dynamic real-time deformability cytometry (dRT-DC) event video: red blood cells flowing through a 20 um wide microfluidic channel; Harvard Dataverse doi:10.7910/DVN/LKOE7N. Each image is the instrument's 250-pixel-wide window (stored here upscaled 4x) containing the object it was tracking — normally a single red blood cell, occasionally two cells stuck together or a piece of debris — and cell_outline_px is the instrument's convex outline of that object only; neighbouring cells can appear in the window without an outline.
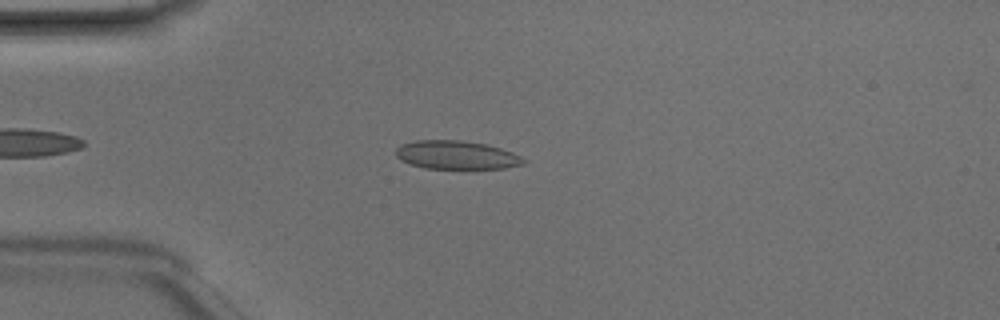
{"species": "Egyptian fruit bat (a non-hibernating species)", "species_latin": "Rousettus aegyptiacus", "temperature_condition": "room temperature", "stored_images_in_passage": 38, "camera_frame_rate_fps": 3000, "um_per_image_px": 0.085, "animal": {"sex": "male"}, "frame": {"image": 1, "passage_image": 3, "time_ms": 0.667, "image_size_px": [1000, 320], "cell_outline_px": [[528, 160], [524, 164], [504, 168], [424, 168], [400, 160], [396, 156], [396, 148], [400, 144], [416, 140], [460, 140], [488, 144], [512, 152]], "centroid_in_image_um": [38.8, 13.16], "position_along_channel_um": 46.2, "area_um2": 21.21}}
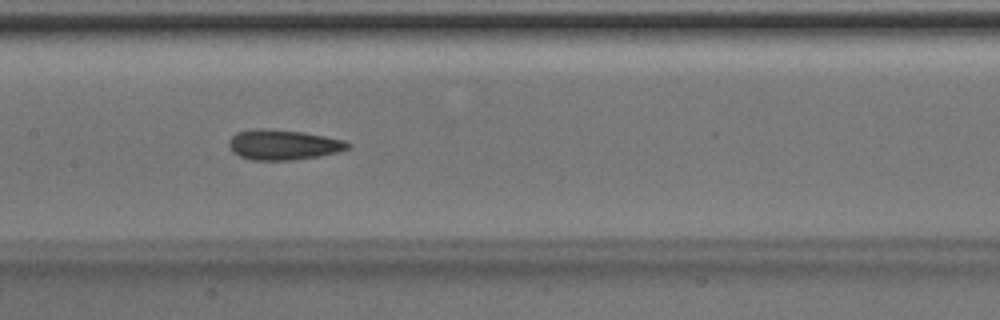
{"frame": {"image": 2, "passage_image": 14, "time_ms": 4.333, "image_size_px": [1000, 320], "cell_outline_px": [[352, 144], [348, 148], [340, 152], [320, 156], [292, 160], [252, 160], [240, 156], [232, 152], [228, 144], [228, 140], [236, 132], [256, 128], [264, 128], [304, 132], [344, 140]], "centroid_in_image_um": [24.07, 12.3], "position_along_channel_um": 183.3, "area_um2": 21.1}}
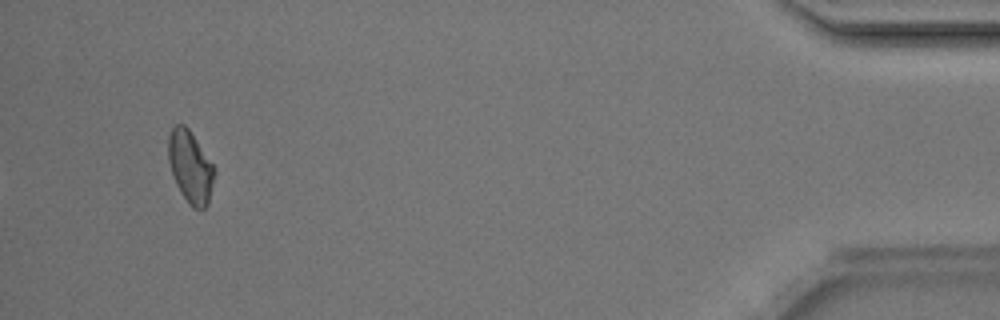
{"frame": {"image": 3, "passage_image": 36, "time_ms": 11.667, "image_size_px": [1000, 320], "cell_outline_px": [[216, 172], [208, 204], [204, 208], [192, 208], [188, 204], [176, 184], [172, 176], [168, 160], [168, 136], [172, 128], [176, 124], [184, 124], [188, 128], [216, 168]], "centroid_in_image_um": [16.18, 14.19], "position_along_channel_um": 419.0, "area_um2": 19.48}, "authors_computed_cell_mechanics": {"area_um2": 20.2589, "velocity_mm_per_s": 4.2095, "shape_relaxation_time_tau1_ms": 4.6873, "shape_relaxation_time_tau2_ms": 3.1088, "deformation_change_tau1": 0.1049, "deformation_change_tau2": 0.0775}}